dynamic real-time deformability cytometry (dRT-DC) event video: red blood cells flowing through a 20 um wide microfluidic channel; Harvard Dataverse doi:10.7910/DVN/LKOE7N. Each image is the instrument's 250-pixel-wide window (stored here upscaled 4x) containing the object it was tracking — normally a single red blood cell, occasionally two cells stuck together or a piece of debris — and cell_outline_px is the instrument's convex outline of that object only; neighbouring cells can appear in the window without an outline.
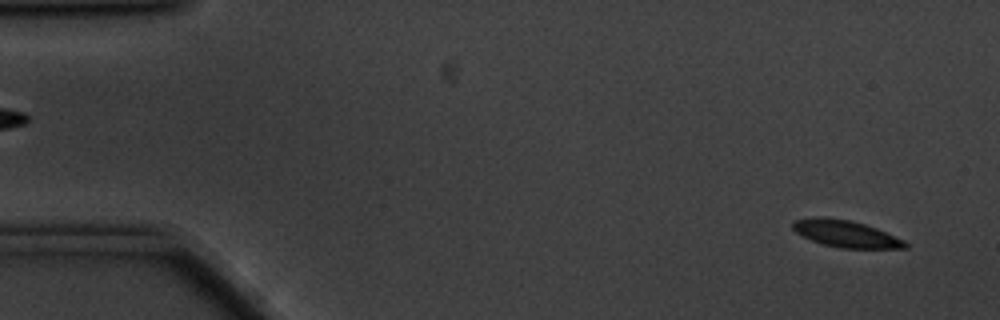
{"species": "common noctule bat (a hibernating species)", "species_latin": "Nyctalus noctula", "temperature_condition": "cold", "stored_images_in_passage": 14, "camera_frame_rate_fps": 3000, "um_per_image_px": 0.085, "animal": {"sex": "male", "body_mass_g": 20.1, "forearm_length_mm": 53.5}, "frame": {"image": 1, "passage_image": 3, "time_ms": 0.667, "image_size_px": [1000, 320], "cell_outline_px": [[908, 248], [840, 248], [824, 244], [812, 240], [796, 232], [792, 228], [792, 224], [796, 220], [816, 216], [852, 220], [876, 228], [904, 240], [908, 244]], "centroid_in_image_um": [71.9, 19.86], "position_along_channel_um": 13.1, "area_um2": 17.4}}